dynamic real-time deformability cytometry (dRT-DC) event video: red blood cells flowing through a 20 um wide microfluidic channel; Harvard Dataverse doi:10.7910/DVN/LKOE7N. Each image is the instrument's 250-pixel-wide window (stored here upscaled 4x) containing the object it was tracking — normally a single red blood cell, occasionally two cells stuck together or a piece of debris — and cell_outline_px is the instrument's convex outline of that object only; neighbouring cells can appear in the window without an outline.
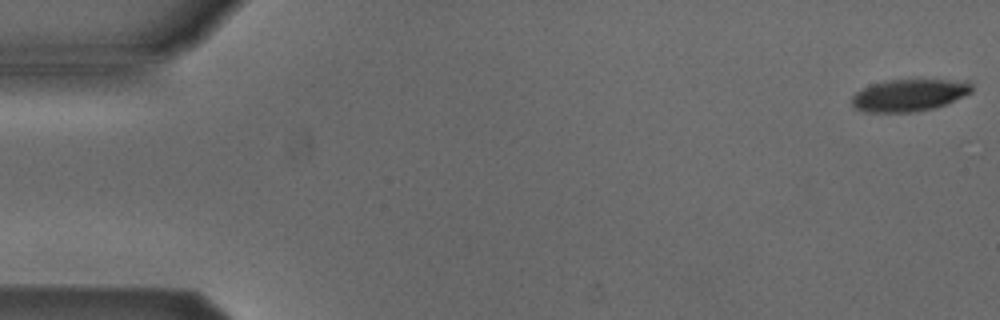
{"species": "Egyptian fruit bat (a non-hibernating species)", "species_latin": "Rousettus aegyptiacus", "temperature_condition": "cold", "stored_images_in_passage": 15, "camera_frame_rate_fps": 3000, "um_per_image_px": 0.085, "animal": {"sex": "male"}, "frame": {"image": 1, "passage_image": 1, "time_ms": 0.0, "image_size_px": [1000, 320], "cell_outline_px": [[972, 92], [964, 96], [944, 104], [932, 108], [912, 112], [864, 112], [856, 108], [852, 104], [852, 96], [856, 92], [872, 84], [892, 80], [968, 80], [972, 84]], "centroid_in_image_um": [77.29, 8.09], "position_along_channel_um": 7.7, "area_um2": 22.2}}
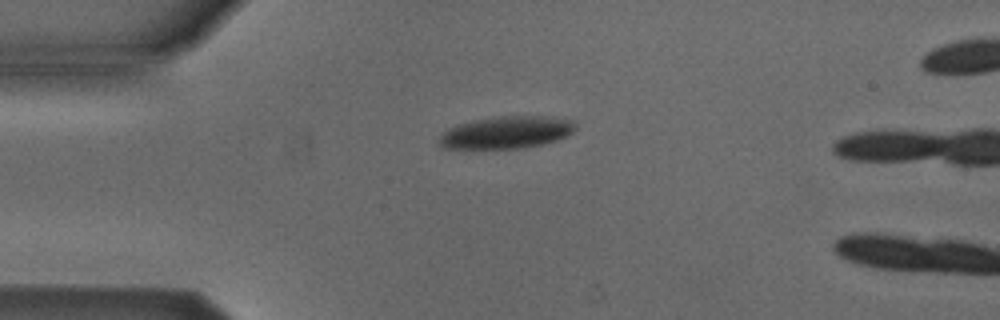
{"frame": {"image": 2, "passage_image": 13, "time_ms": 4.0, "image_size_px": [1000, 320], "cell_outline_px": [[576, 128], [572, 132], [556, 140], [544, 144], [524, 148], [444, 148], [440, 144], [440, 136], [448, 128], [460, 124], [476, 120], [500, 116], [544, 116], [572, 120], [576, 124]], "centroid_in_image_um": [43.08, 11.25], "position_along_channel_um": 41.9, "area_um2": 25.26}}